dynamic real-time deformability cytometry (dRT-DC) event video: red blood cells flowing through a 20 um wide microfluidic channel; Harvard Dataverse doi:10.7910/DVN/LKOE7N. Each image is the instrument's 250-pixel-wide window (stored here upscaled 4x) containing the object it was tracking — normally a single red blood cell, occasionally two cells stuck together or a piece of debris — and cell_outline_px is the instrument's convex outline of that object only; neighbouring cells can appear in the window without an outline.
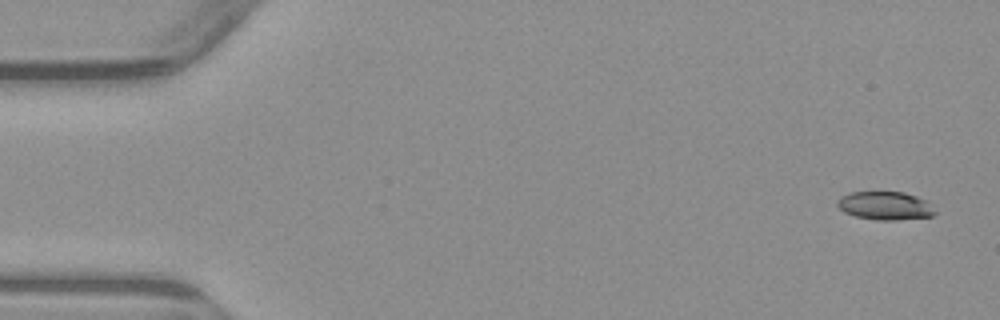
{"species": "common noctule bat (a hibernating species)", "species_latin": "Nyctalus noctula", "temperature_condition": "warm", "stored_images_in_passage": 4, "camera_frame_rate_fps": 3000, "um_per_image_px": 0.085, "animal": {"sex": "male", "body_mass_g": 23.1, "forearm_length_mm": 52.7}, "frame": {"image": 1, "passage_image": 1, "time_ms": 0.0, "image_size_px": [1000, 320], "cell_outline_px": [[936, 212], [932, 216], [896, 220], [876, 220], [856, 216], [844, 212], [836, 204], [836, 200], [840, 196], [852, 192], [904, 192], [916, 196], [924, 200]], "centroid_in_image_um": [75.19, 17.48], "position_along_channel_um": 9.8, "area_um2": 15.95}}
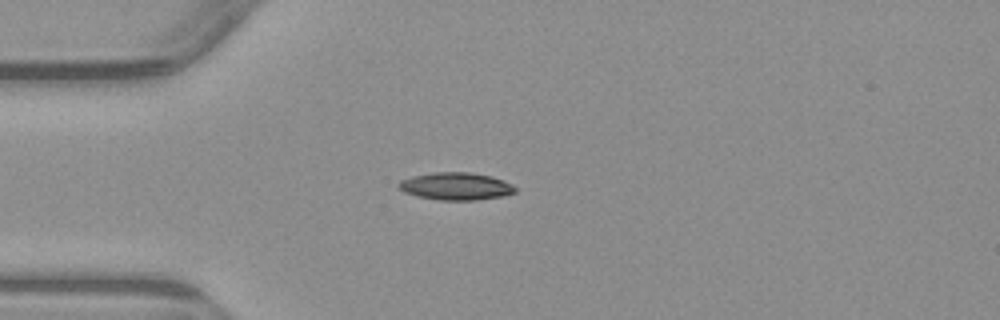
{"frame": {"image": 2, "passage_image": 4, "time_ms": 4.0, "image_size_px": [1000, 320], "cell_outline_px": [[516, 192], [500, 196], [476, 200], [440, 200], [416, 196], [404, 192], [396, 188], [396, 184], [400, 180], [412, 176], [432, 172], [468, 172], [492, 176], [504, 180], [512, 184], [516, 188]], "centroid_in_image_um": [38.7, 15.82], "position_along_channel_um": 46.3, "area_um2": 18.84}}